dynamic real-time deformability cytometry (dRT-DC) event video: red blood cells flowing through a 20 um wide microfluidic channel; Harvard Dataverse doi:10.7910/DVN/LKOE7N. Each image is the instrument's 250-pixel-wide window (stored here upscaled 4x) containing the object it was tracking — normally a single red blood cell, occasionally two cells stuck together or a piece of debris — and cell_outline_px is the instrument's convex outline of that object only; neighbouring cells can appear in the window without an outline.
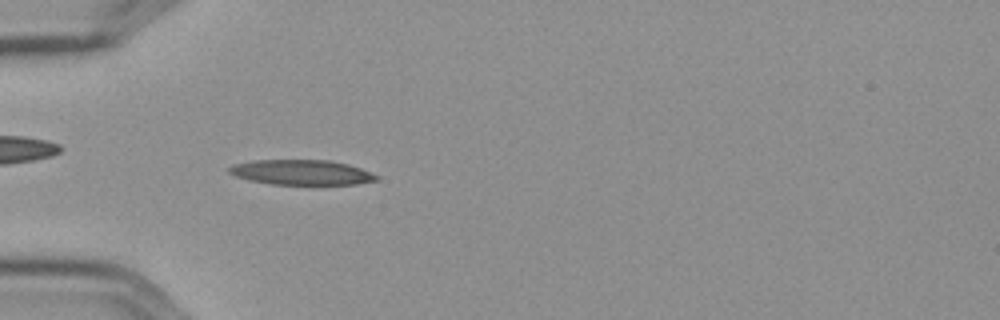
{"species": "Egyptian fruit bat (a non-hibernating species)", "species_latin": "Rousettus aegyptiacus", "temperature_condition": "cold", "stored_images_in_passage": 57, "camera_frame_rate_fps": 3000, "um_per_image_px": 0.085, "frame": {"image": 1, "passage_image": 18, "time_ms": 5.667, "image_size_px": [1000, 320], "cell_outline_px": [[380, 176], [376, 180], [356, 184], [272, 184], [252, 180], [236, 176], [228, 172], [228, 168], [232, 164], [252, 160], [328, 160], [348, 164], [372, 172]], "centroid_in_image_um": [25.63, 14.64], "position_along_channel_um": 59.4, "area_um2": 21.39}}
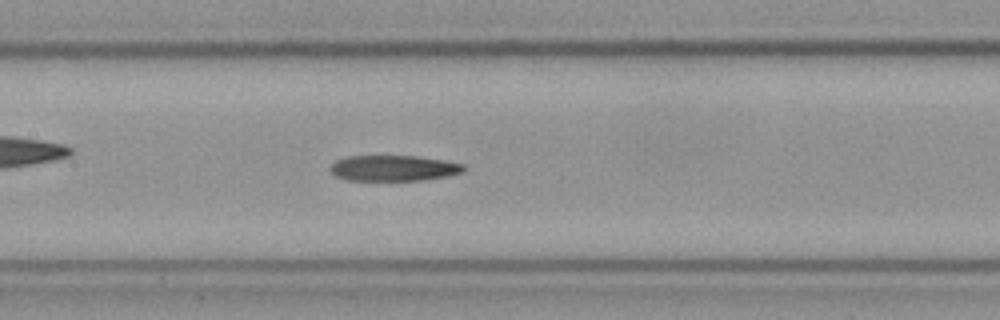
{"frame": {"image": 2, "passage_image": 28, "time_ms": 9.0, "image_size_px": [1000, 320], "cell_outline_px": [[468, 168], [464, 172], [448, 176], [424, 180], [348, 180], [336, 176], [328, 168], [336, 160], [348, 156], [416, 156], [444, 160], [464, 164]], "centroid_in_image_um": [33.5, 14.29], "position_along_channel_um": 173.9, "area_um2": 20.11}}
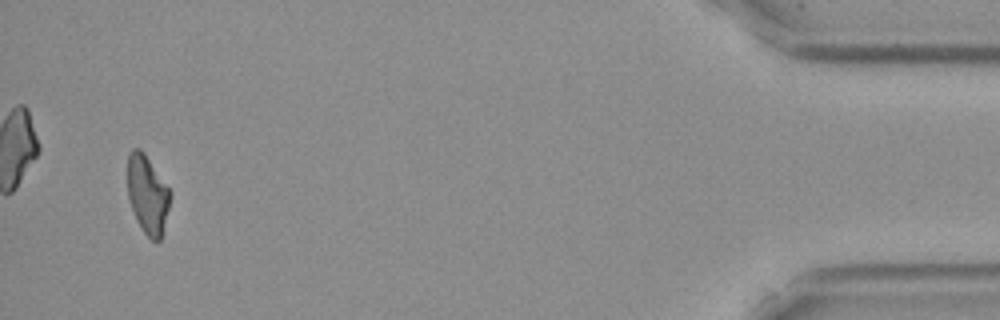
{"frame": {"image": 3, "passage_image": 55, "time_ms": 18.0, "image_size_px": [1000, 320], "cell_outline_px": [[172, 192], [160, 240], [152, 240], [144, 232], [128, 200], [128, 152], [132, 148], [140, 148], [144, 152]], "centroid_in_image_um": [12.53, 16.47], "position_along_channel_um": 422.7, "area_um2": 19.19}}